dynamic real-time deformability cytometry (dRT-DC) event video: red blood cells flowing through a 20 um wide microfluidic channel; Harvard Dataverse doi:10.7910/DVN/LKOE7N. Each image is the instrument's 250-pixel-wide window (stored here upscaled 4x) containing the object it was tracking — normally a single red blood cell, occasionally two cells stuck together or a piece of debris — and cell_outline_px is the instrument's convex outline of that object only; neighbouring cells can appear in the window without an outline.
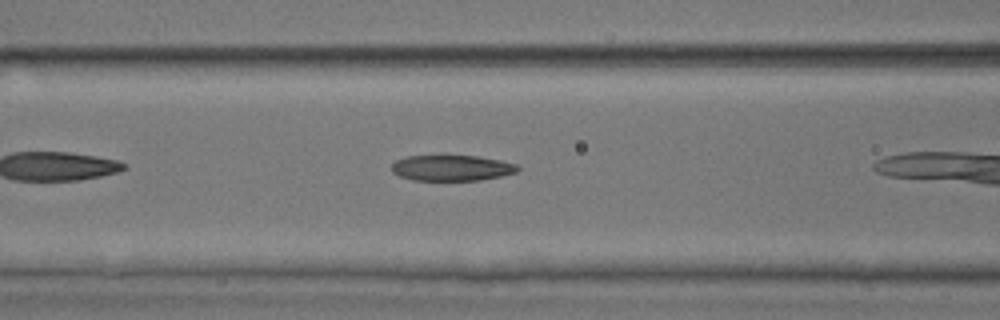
{"species": "common noctule bat (a hibernating species)", "species_latin": "Nyctalus noctula", "temperature_condition": "room temperature", "stored_images_in_passage": 9, "camera_frame_rate_fps": 3000, "um_per_image_px": 0.085, "animal": {"sex": "male", "body_mass_g": 17.9, "forearm_length_mm": 54.2}, "frame": {"image": 1, "passage_image": 8, "time_ms": 2.333, "image_size_px": [1000, 320], "cell_outline_px": [[520, 168], [516, 172], [500, 176], [480, 180], [412, 180], [400, 176], [392, 172], [392, 164], [396, 160], [408, 156], [480, 156], [500, 160], [516, 164]], "centroid_in_image_um": [38.4, 14.27], "position_along_channel_um": 128.2, "area_um2": 18.79}}